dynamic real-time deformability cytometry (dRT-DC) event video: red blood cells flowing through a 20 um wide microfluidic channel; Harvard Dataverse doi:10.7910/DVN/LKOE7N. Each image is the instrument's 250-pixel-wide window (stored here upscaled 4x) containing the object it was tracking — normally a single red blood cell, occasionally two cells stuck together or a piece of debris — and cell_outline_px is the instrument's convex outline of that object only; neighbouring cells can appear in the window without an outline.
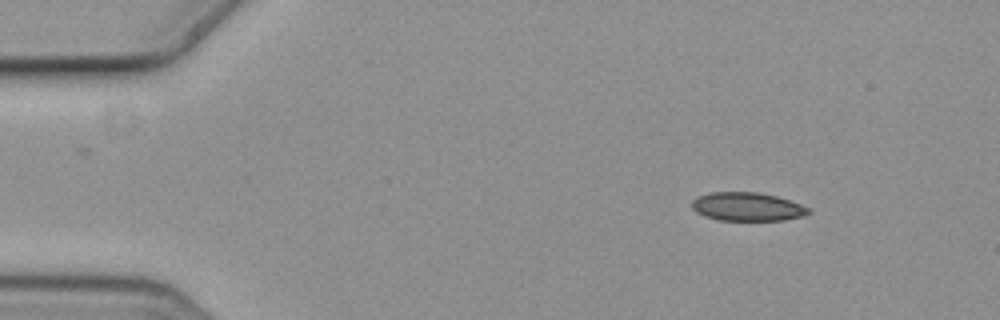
{"species": "common noctule bat (a hibernating species)", "species_latin": "Nyctalus noctula", "temperature_condition": "cold", "stored_images_in_passage": 4, "camera_frame_rate_fps": 3000, "um_per_image_px": 0.085, "animal": {"sex": "female", "body_mass_g": 19.3, "forearm_length_mm": 54.1}, "frame": {"image": 1, "passage_image": 1, "time_ms": 0.0, "image_size_px": [1000, 320], "cell_outline_px": [[812, 212], [804, 216], [784, 220], [720, 220], [704, 216], [696, 212], [692, 208], [692, 200], [696, 196], [712, 192], [760, 192], [776, 196], [812, 208]], "centroid_in_image_um": [63.53, 17.57], "position_along_channel_um": 21.5, "area_um2": 19.54}}